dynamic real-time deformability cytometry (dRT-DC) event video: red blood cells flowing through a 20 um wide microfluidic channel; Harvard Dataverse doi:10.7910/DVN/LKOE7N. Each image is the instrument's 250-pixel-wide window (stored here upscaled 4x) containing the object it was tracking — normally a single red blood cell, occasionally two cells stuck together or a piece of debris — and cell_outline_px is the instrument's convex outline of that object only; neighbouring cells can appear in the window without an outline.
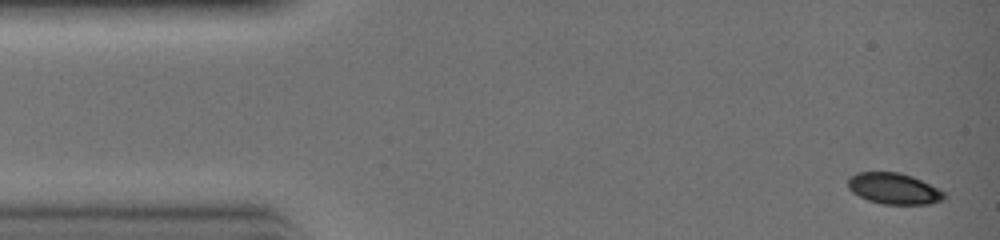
{"species": "common noctule bat (a hibernating species)", "species_latin": "Nyctalus noctula", "temperature_condition": "warm", "stored_images_in_passage": 7, "camera_frame_rate_fps": 3000, "um_per_image_px": 0.085, "animal": {"sex": "female", "body_mass_g": 19.0, "forearm_length_mm": 51.5}, "frame": {"image": 1, "passage_image": 1, "time_ms": 0.0, "image_size_px": [1000, 240], "cell_outline_px": [[944, 200], [928, 204], [880, 204], [868, 200], [852, 192], [848, 188], [848, 176], [856, 172], [900, 172], [912, 176], [944, 192]], "centroid_in_image_um": [75.93, 16.02], "position_along_channel_um": 9.1, "area_um2": 17.4}}